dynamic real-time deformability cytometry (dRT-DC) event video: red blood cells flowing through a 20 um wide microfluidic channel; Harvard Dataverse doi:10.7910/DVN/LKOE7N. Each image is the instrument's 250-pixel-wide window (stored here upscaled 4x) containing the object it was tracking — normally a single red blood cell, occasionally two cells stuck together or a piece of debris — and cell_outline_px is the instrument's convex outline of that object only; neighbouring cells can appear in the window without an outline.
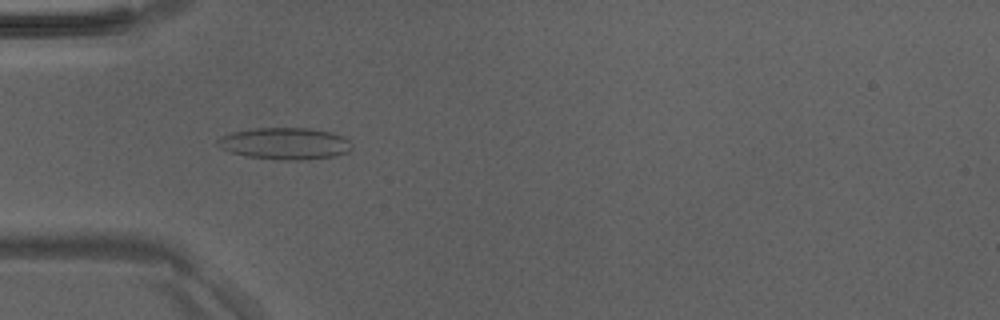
{"species": "Egyptian fruit bat (a non-hibernating species)", "species_latin": "Rousettus aegyptiacus", "temperature_condition": "room temperature", "stored_images_in_passage": 48, "camera_frame_rate_fps": 3000, "um_per_image_px": 0.085, "animal": {"sex": "male"}, "frame": {"image": 1, "passage_image": 15, "time_ms": 4.667, "image_size_px": [1000, 320], "cell_outline_px": [[352, 148], [348, 152], [336, 156], [308, 160], [280, 160], [248, 156], [232, 152], [220, 148], [216, 144], [216, 140], [220, 136], [232, 132], [252, 128], [308, 128], [332, 132], [344, 136], [352, 144]], "centroid_in_image_um": [24.24, 12.2], "position_along_channel_um": 60.8, "area_um2": 25.14}}
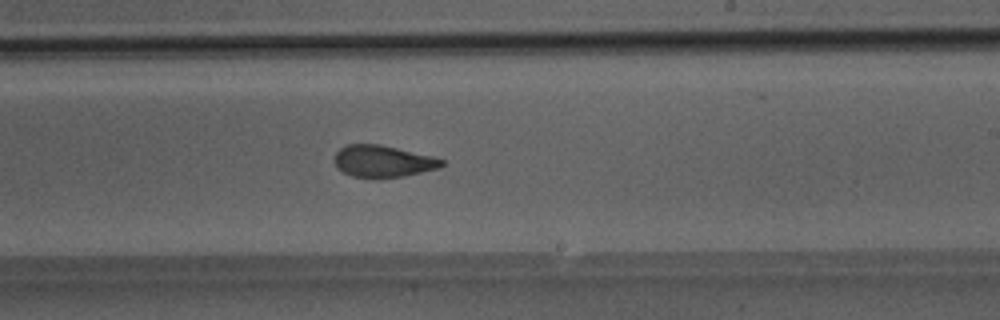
{"frame": {"image": 2, "passage_image": 29, "time_ms": 9.333, "image_size_px": [1000, 320], "cell_outline_px": [[444, 164], [440, 168], [404, 176], [352, 176], [336, 168], [332, 160], [336, 152], [340, 148], [348, 144], [380, 144], [432, 156], [444, 160]], "centroid_in_image_um": [32.52, 13.68], "position_along_channel_um": 256.5, "area_um2": 19.65}}
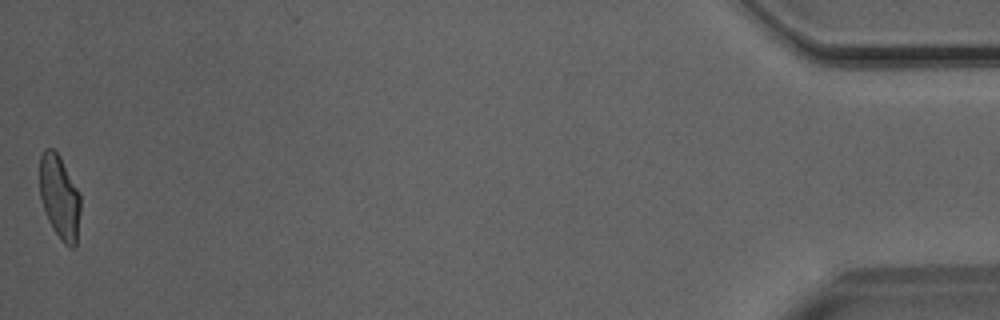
{"frame": {"image": 3, "passage_image": 48, "time_ms": 15.667, "image_size_px": [1000, 320], "cell_outline_px": [[80, 212], [76, 244], [72, 248], [64, 244], [60, 240], [52, 228], [48, 220], [40, 196], [40, 156], [44, 148], [52, 148], [60, 156], [80, 192]], "centroid_in_image_um": [5.07, 16.75], "position_along_channel_um": 430.1, "area_um2": 20.06}}